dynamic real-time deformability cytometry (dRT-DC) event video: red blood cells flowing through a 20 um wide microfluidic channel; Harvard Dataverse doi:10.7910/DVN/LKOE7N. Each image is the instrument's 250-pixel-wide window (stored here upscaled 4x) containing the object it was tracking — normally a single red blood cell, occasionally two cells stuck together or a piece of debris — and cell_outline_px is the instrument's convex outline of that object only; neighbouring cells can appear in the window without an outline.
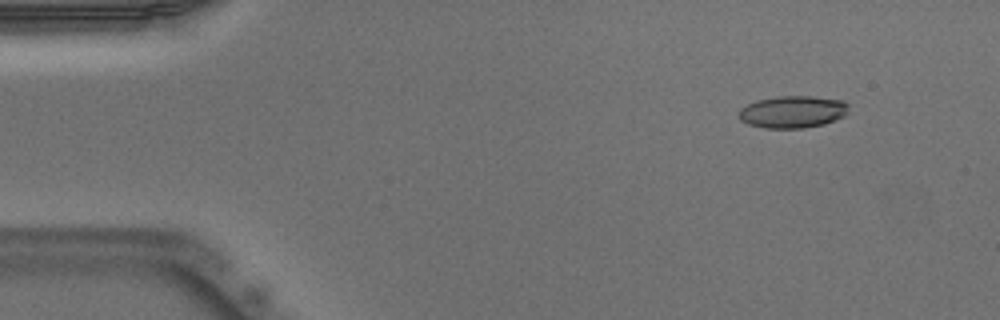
{"species": "Egyptian fruit bat (a non-hibernating species)", "species_latin": "Rousettus aegyptiacus", "temperature_condition": "warm", "stored_images_in_passage": 47, "camera_frame_rate_fps": 3000, "um_per_image_px": 0.085, "animal": {"sex": "male"}, "frame": {"image": 1, "passage_image": 6, "time_ms": 1.667, "image_size_px": [1000, 320], "cell_outline_px": [[848, 112], [844, 116], [824, 124], [804, 128], [764, 128], [748, 124], [740, 120], [740, 108], [756, 100], [780, 96], [812, 96], [844, 100], [848, 104]], "centroid_in_image_um": [67.4, 9.5], "position_along_channel_um": 17.6, "area_um2": 20.63}}
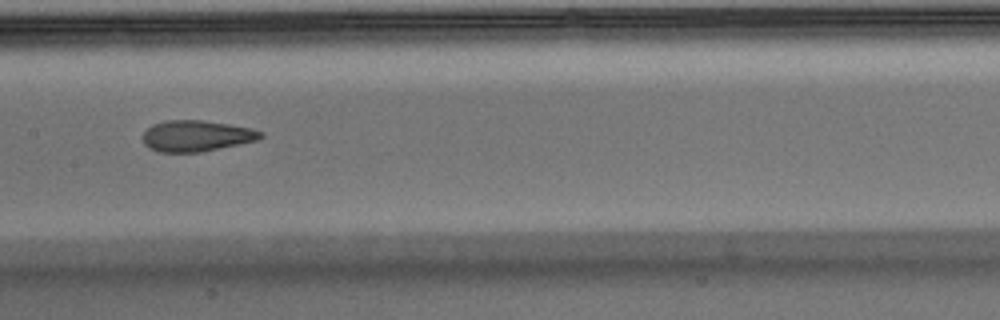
{"frame": {"image": 2, "passage_image": 26, "time_ms": 8.333, "image_size_px": [1000, 320], "cell_outline_px": [[264, 136], [256, 140], [200, 152], [160, 152], [148, 148], [144, 144], [144, 132], [152, 124], [164, 120], [200, 120], [228, 124], [252, 128], [264, 132]], "centroid_in_image_um": [16.68, 11.54], "position_along_channel_um": 190.7, "area_um2": 21.21}}
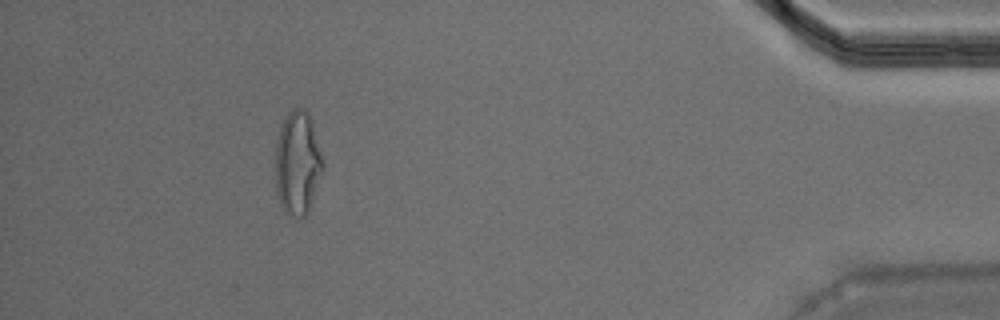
{"frame": {"image": 3, "passage_image": 47, "time_ms": 15.333, "image_size_px": [1000, 320], "cell_outline_px": [[324, 172], [308, 212], [304, 216], [288, 216], [284, 212], [280, 204], [276, 188], [276, 140], [280, 128], [288, 112], [296, 108], [304, 108], [308, 112], [312, 120], [324, 164]], "centroid_in_image_um": [25.31, 13.87], "position_along_channel_um": 409.9, "area_um2": 28.96}, "authors_computed_cell_mechanics": {"area_um2": 21.5016, "velocity_mm_per_s": 3.9494, "shape_relaxation_time_tau1_ms": 10.9867, "shape_relaxation_time_tau2_ms": 1.734, "deformation_change_tau1": 0.2691, "deformation_change_tau2": 0.0902}}